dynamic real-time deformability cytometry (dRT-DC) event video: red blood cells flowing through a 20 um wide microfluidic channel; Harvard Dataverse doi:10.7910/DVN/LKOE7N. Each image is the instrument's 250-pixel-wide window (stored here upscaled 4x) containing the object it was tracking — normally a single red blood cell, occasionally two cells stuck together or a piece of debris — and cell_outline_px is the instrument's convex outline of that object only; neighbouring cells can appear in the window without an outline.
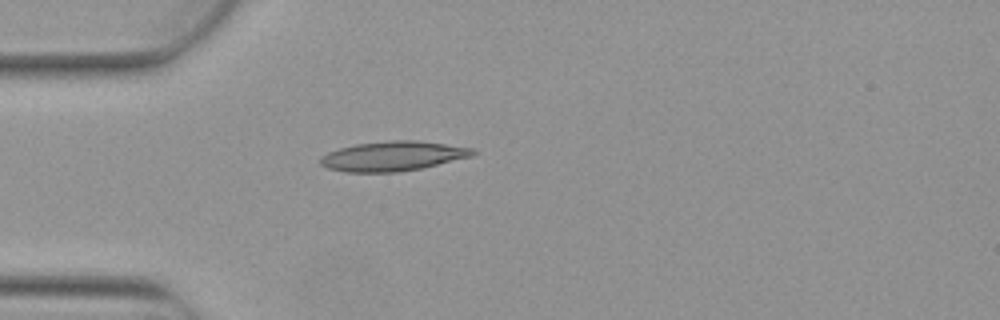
{"species": "Egyptian fruit bat (a non-hibernating species)", "species_latin": "Rousettus aegyptiacus", "temperature_condition": "warm", "stored_images_in_passage": 4, "camera_frame_rate_fps": 3000, "um_per_image_px": 0.085, "animal": {"sex": "female"}, "frame": {"image": 1, "passage_image": 4, "time_ms": 1.0, "image_size_px": [1000, 320], "cell_outline_px": [[476, 152], [472, 156], [420, 168], [396, 172], [344, 172], [328, 168], [320, 164], [320, 156], [328, 152], [340, 148], [356, 144], [392, 140], [416, 140], [476, 148]], "centroid_in_image_um": [33.39, 13.26], "position_along_channel_um": 51.6, "area_um2": 26.24}}